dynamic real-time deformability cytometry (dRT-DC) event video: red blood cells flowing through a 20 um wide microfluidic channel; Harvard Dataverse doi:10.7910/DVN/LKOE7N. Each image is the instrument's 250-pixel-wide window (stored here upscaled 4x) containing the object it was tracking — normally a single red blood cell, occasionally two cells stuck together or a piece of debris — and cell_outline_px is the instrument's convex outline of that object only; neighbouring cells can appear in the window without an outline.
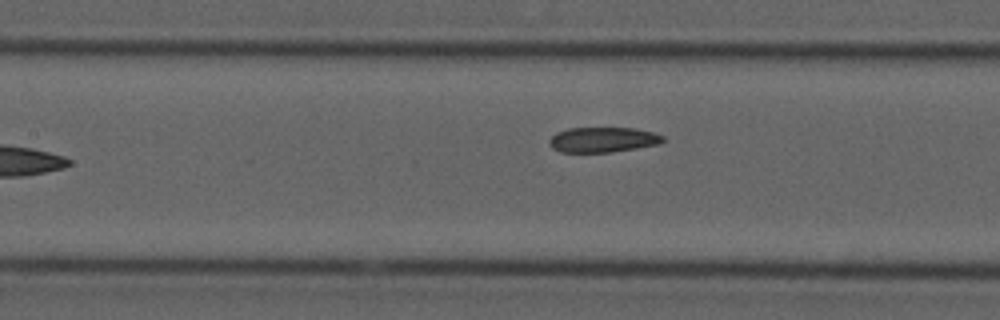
{"species": "common noctule bat (a hibernating species)", "species_latin": "Nyctalus noctula", "temperature_condition": "cold", "stored_images_in_passage": 6, "camera_frame_rate_fps": 3000, "um_per_image_px": 0.085, "animal": {"sex": "male", "forearm_length_mm": 52.5}, "frame": {"image": 1, "passage_image": 6, "time_ms": 6.0, "image_size_px": [1000, 320], "cell_outline_px": [[664, 140], [660, 144], [612, 152], [560, 152], [552, 148], [548, 144], [548, 140], [556, 132], [568, 128], [636, 128], [656, 132], [664, 136]], "centroid_in_image_um": [51.25, 11.87], "position_along_channel_um": 156.1, "area_um2": 16.88}}